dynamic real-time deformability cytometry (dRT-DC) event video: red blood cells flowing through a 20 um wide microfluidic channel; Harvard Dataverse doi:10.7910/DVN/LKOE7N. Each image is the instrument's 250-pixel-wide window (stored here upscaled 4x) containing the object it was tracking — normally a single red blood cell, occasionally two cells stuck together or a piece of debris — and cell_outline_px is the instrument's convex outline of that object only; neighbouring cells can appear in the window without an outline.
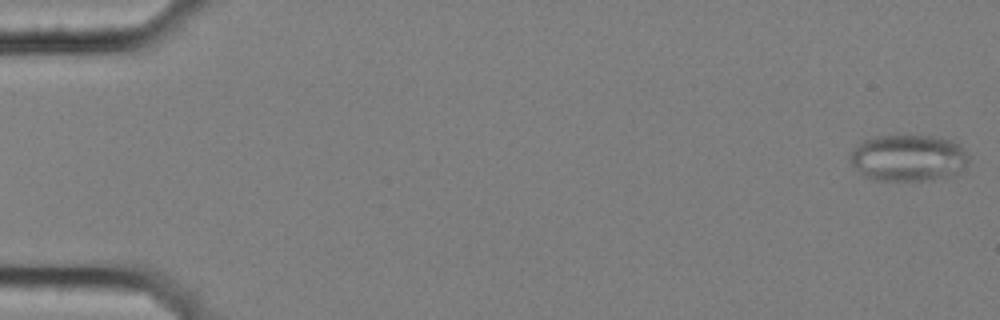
{"species": "common noctule bat (a hibernating species)", "species_latin": "Nyctalus noctula", "temperature_condition": "cold", "stored_images_in_passage": 14, "segment_of_instrument_passage": [1, 2], "camera_frame_rate_fps": 3000, "um_per_image_px": 0.085, "animal": {"sex": "female", "body_mass_g": 25.1}, "frame": {"image": 1, "passage_image": 1, "time_ms": 0.0, "image_size_px": [1000, 320], "cell_outline_px": [[968, 164], [956, 176], [924, 180], [872, 180], [864, 176], [848, 160], [848, 156], [864, 140], [876, 136], [932, 136], [948, 140], [960, 144], [964, 148], [968, 156]], "centroid_in_image_um": [77.24, 13.44], "position_along_channel_um": 7.8, "area_um2": 32.25}}